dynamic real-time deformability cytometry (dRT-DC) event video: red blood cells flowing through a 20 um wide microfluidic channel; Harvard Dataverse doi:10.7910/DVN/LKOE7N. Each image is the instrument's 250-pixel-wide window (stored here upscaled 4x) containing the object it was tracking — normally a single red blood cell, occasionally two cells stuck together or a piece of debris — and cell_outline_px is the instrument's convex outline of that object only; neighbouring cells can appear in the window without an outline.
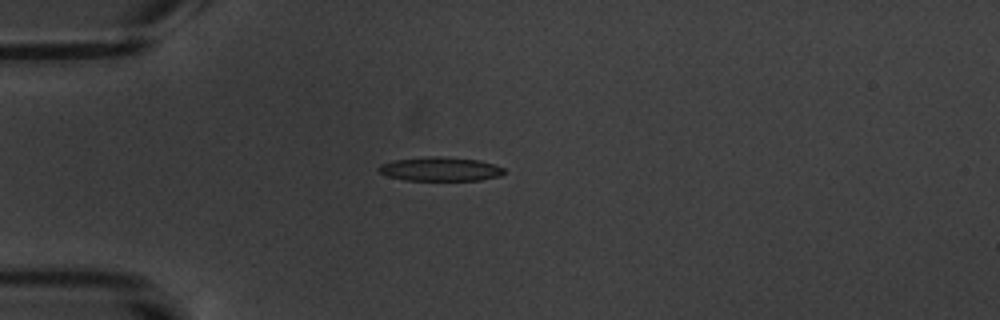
{"species": "common noctule bat (a hibernating species)", "species_latin": "Nyctalus noctula", "temperature_condition": "warm", "stored_images_in_passage": 6, "camera_frame_rate_fps": 3000, "um_per_image_px": 0.085, "animal": {"sex": "male", "body_mass_g": 20.1, "forearm_length_mm": 53.5}, "frame": {"image": 1, "passage_image": 2, "time_ms": 1.0, "image_size_px": [1000, 320], "cell_outline_px": [[504, 172], [500, 176], [480, 180], [404, 180], [388, 176], [380, 172], [376, 168], [380, 164], [396, 160], [432, 156], [440, 156], [480, 160], [504, 168]], "centroid_in_image_um": [37.42, 14.37], "position_along_channel_um": 47.6, "area_um2": 17.4}}
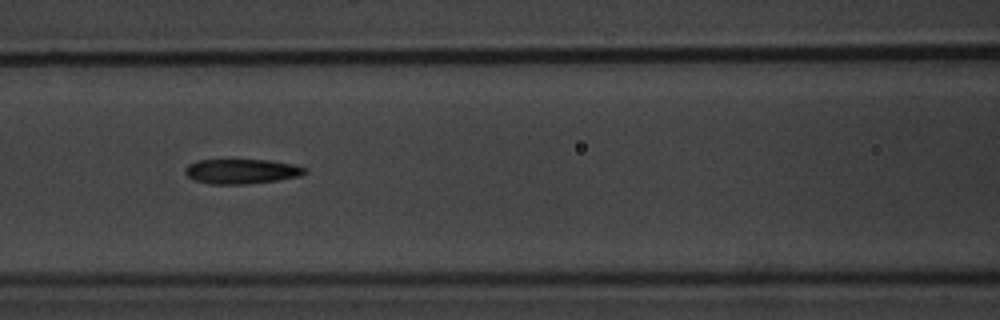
{"frame": {"image": 2, "passage_image": 5, "time_ms": 4.333, "image_size_px": [1000, 320], "cell_outline_px": [[308, 172], [300, 176], [276, 180], [248, 184], [212, 184], [192, 180], [184, 172], [184, 168], [188, 164], [196, 160], [268, 160], [296, 164], [308, 168]], "centroid_in_image_um": [20.54, 14.56], "position_along_channel_um": 146.1, "area_um2": 17.51}}